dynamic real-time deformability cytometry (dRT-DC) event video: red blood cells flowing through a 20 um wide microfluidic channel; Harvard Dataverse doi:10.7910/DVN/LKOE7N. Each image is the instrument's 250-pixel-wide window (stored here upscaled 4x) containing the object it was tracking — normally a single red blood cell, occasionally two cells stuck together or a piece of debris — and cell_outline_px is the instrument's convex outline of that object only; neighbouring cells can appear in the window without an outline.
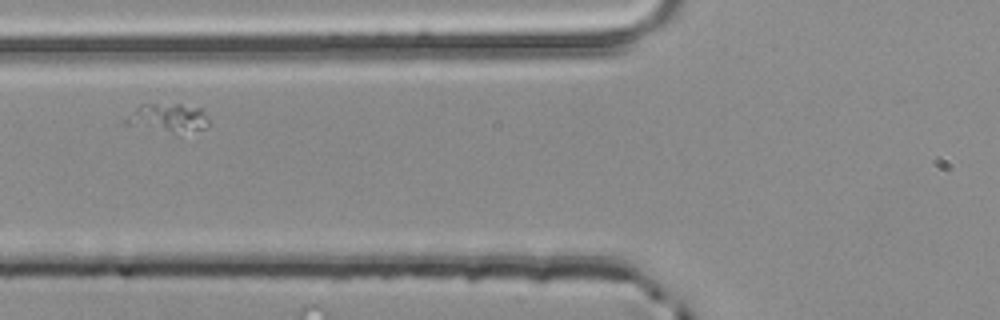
{"species": "common noctule bat (a hibernating species)", "species_latin": "Nyctalus noctula", "temperature_condition": "room temperature", "stored_images_in_passage": 5, "segment_of_instrument_passage": [2, 2], "camera_frame_rate_fps": 3000, "um_per_image_px": 0.085, "animal": {"sex": "male", "body_mass_g": 20.4}, "frame": {"image": 1, "passage_image": 5, "time_ms": 1.333, "image_size_px": [1000, 320], "cell_outline_px": [[208, 124], [204, 128], [180, 136], [176, 136], [124, 124], [124, 120], [140, 104], [180, 104], [200, 108], [204, 112], [208, 120]], "centroid_in_image_um": [14.28, 10.08], "position_along_channel_um": 111.5, "area_um2": 14.45}}